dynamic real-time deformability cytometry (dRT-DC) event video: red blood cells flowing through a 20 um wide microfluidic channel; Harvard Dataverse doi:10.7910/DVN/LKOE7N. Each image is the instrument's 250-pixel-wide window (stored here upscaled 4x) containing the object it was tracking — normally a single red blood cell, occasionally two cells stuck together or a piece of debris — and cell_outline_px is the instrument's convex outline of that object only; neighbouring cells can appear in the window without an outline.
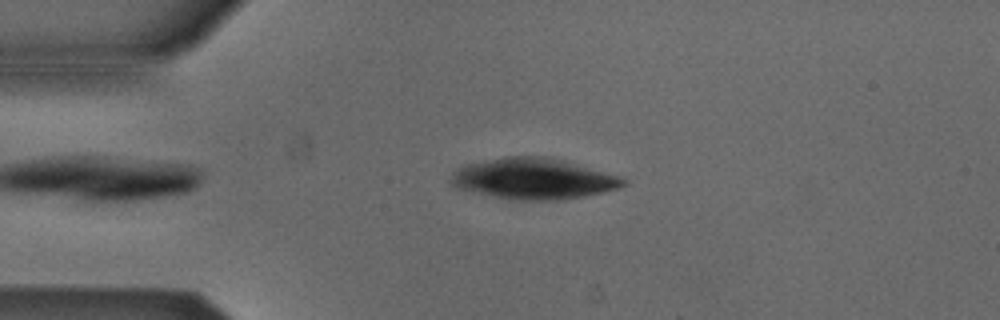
{"species": "Egyptian fruit bat (a non-hibernating species)", "species_latin": "Rousettus aegyptiacus", "temperature_condition": "cold", "stored_images_in_passage": 47, "camera_frame_rate_fps": 3000, "um_per_image_px": 0.085, "animal": {"sex": "male"}, "frame": {"image": 1, "passage_image": 7, "time_ms": 2.0, "image_size_px": [1000, 320], "cell_outline_px": [[628, 184], [616, 188], [600, 192], [580, 196], [556, 200], [520, 200], [496, 196], [456, 188], [452, 184], [452, 172], [468, 164], [508, 156], [544, 156], [564, 160], [620, 176], [628, 180]], "centroid_in_image_um": [45.38, 15.18], "position_along_channel_um": 39.6, "area_um2": 40.34}}
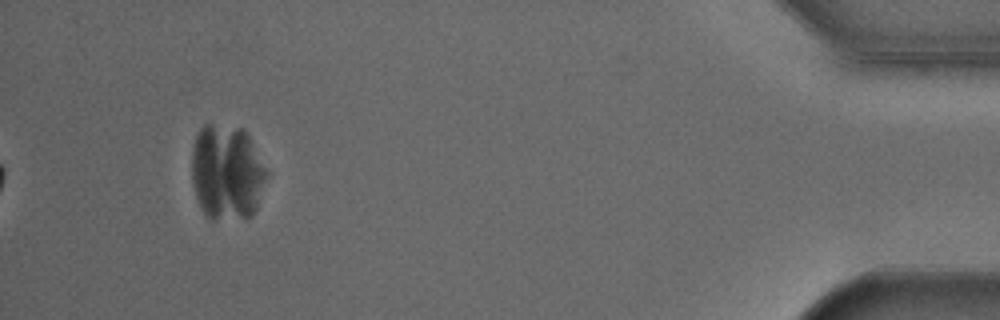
{"frame": {"image": 2, "passage_image": 44, "time_ms": 14.333, "image_size_px": [1000, 320], "cell_outline_px": [[268, 172], [256, 208], [252, 216], [212, 220], [208, 220], [200, 208], [196, 196], [192, 176], [192, 152], [196, 136], [200, 128], [204, 124], [212, 124], [244, 128]], "centroid_in_image_um": [19.27, 14.65], "position_along_channel_um": 415.9, "area_um2": 41.62}}